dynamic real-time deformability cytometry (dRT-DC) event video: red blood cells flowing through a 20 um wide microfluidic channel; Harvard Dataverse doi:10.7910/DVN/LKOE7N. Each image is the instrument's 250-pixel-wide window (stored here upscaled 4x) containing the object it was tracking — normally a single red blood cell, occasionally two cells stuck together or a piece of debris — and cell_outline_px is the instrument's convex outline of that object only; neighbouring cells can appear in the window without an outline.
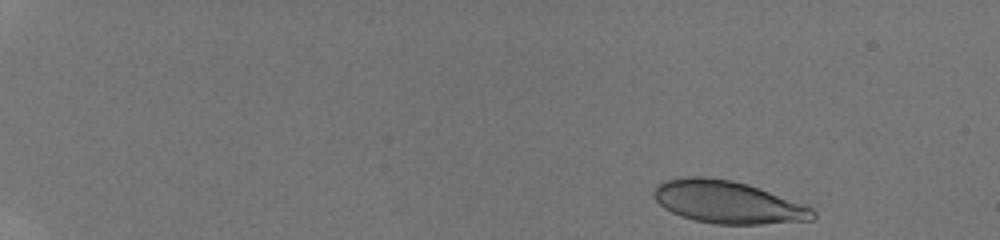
{"species": "human", "species_latin": "Homo sapiens", "temperature_condition": "room temperature", "stored_images_in_passage": 20, "camera_frame_rate_fps": 3000, "um_per_image_px": 0.085, "donor": {"sex": "male"}, "frame": {"image": 1, "passage_image": 1, "time_ms": 0.0, "image_size_px": [1000, 240], "cell_outline_px": [[816, 216], [812, 220], [764, 224], [716, 224], [696, 220], [680, 216], [664, 208], [652, 196], [652, 192], [656, 184], [664, 180], [684, 176], [704, 176], [732, 180], [748, 184], [812, 208], [816, 212]], "centroid_in_image_um": [61.8, 17.17], "position_along_channel_um": 23.2, "area_um2": 39.42}}
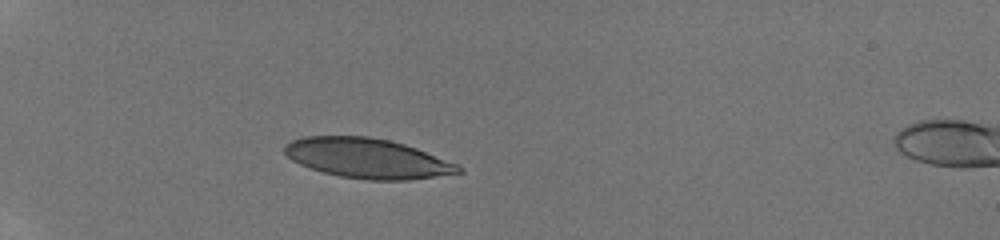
{"frame": {"image": 2, "passage_image": 18, "time_ms": 3.667, "image_size_px": [1000, 240], "cell_outline_px": [[464, 172], [408, 180], [368, 180], [340, 176], [308, 168], [292, 160], [284, 152], [284, 144], [292, 140], [304, 136], [368, 136], [388, 140], [404, 144], [416, 148], [456, 164], [464, 168]], "centroid_in_image_um": [31.2, 13.45], "position_along_channel_um": 53.8, "area_um2": 40.23}}